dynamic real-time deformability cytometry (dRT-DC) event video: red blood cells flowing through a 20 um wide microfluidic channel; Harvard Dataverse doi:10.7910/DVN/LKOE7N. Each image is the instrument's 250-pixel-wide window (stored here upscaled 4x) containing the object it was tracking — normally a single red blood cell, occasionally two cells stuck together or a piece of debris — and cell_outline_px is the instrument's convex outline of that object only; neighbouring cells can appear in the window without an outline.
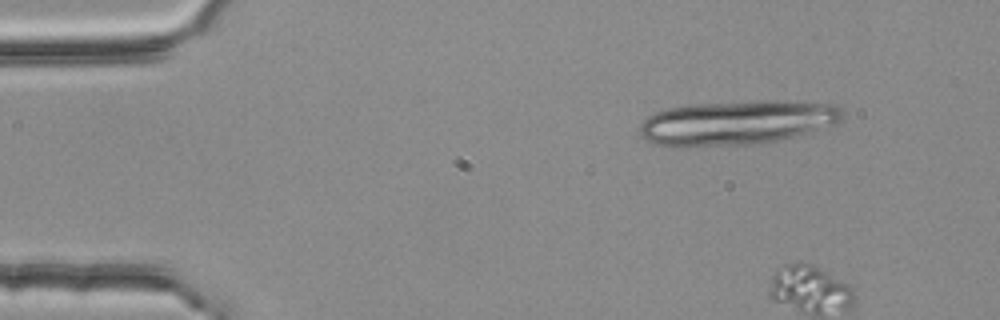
{"species": "common noctule bat (a hibernating species)", "species_latin": "Nyctalus noctula", "temperature_condition": "room temperature", "stored_images_in_passage": 4, "camera_frame_rate_fps": 3000, "um_per_image_px": 0.085, "animal": {"sex": "female", "body_mass_g": 25.1}, "frame": {"image": 1, "passage_image": 1, "time_ms": 0.0, "image_size_px": [1000, 320], "cell_outline_px": [[844, 120], [836, 124], [808, 132], [776, 140], [748, 144], [684, 148], [652, 144], [640, 132], [640, 124], [648, 116], [656, 112], [668, 108], [684, 104], [764, 100], [836, 104], [840, 108], [844, 116]], "centroid_in_image_um": [62.59, 10.42], "position_along_channel_um": 22.4, "area_um2": 52.71}}